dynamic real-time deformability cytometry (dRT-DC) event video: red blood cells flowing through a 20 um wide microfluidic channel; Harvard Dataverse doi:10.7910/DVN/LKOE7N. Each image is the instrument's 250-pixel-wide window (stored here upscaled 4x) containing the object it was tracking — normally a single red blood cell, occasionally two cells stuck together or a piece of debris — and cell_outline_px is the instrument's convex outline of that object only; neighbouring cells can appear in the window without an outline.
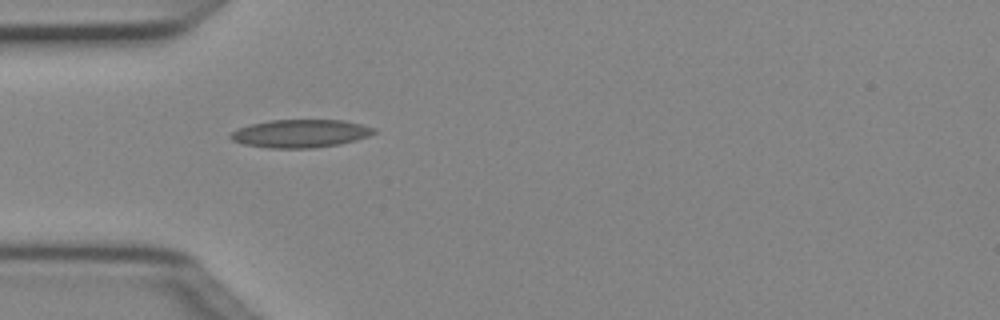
{"species": "Egyptian fruit bat (a non-hibernating species)", "species_latin": "Rousettus aegyptiacus", "temperature_condition": "cold", "stored_images_in_passage": 1, "camera_frame_rate_fps": 3000, "um_per_image_px": 0.085, "animal": {"sex": "female"}, "frame": {"image": 1, "passage_image": 1, "time_ms": 0.0, "image_size_px": [1000, 320], "cell_outline_px": [[376, 132], [368, 136], [356, 140], [340, 144], [312, 148], [268, 148], [244, 144], [232, 140], [228, 136], [236, 128], [268, 120], [344, 120], [376, 128]], "centroid_in_image_um": [25.53, 11.35], "position_along_channel_um": 59.5, "area_um2": 23.47}}